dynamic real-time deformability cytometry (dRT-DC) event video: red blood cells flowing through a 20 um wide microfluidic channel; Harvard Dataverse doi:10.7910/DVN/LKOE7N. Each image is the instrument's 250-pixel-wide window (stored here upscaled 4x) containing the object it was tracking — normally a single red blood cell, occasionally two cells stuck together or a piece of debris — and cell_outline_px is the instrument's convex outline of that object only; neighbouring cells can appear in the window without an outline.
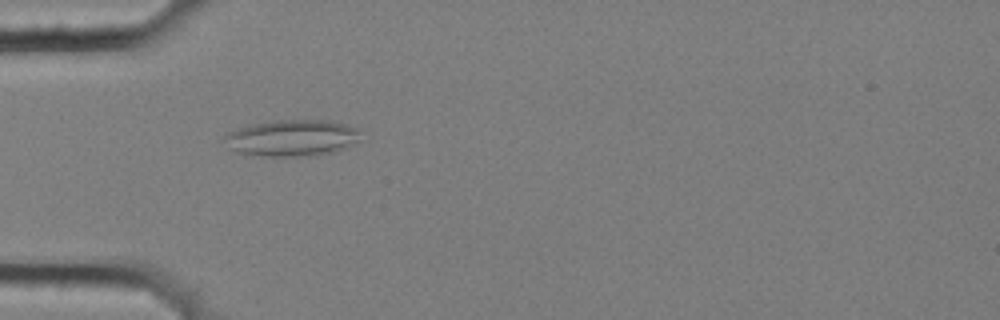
{"species": "common noctule bat (a hibernating species)", "species_latin": "Nyctalus noctula", "temperature_condition": "cold", "stored_images_in_passage": 5, "camera_frame_rate_fps": 3000, "um_per_image_px": 0.085, "animal": {"sex": "female", "body_mass_g": 25.1}, "frame": {"image": 1, "passage_image": 4, "time_ms": 1.0, "image_size_px": [1000, 320], "cell_outline_px": [[360, 128], [356, 140], [344, 148], [332, 152], [316, 156], [260, 156], [236, 152], [228, 148], [224, 136], [228, 132], [252, 124], [276, 120], [332, 120]], "centroid_in_image_um": [24.8, 11.72], "position_along_channel_um": 60.2, "area_um2": 28.9}}